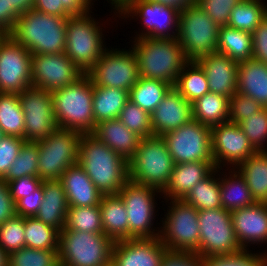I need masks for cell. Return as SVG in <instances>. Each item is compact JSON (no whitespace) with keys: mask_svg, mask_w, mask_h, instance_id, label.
<instances>
[{"mask_svg":"<svg viewBox=\"0 0 267 266\" xmlns=\"http://www.w3.org/2000/svg\"><path fill=\"white\" fill-rule=\"evenodd\" d=\"M78 164L102 195L118 194L129 180L128 162L92 134H82Z\"/></svg>","mask_w":267,"mask_h":266,"instance_id":"1","label":"cell"},{"mask_svg":"<svg viewBox=\"0 0 267 266\" xmlns=\"http://www.w3.org/2000/svg\"><path fill=\"white\" fill-rule=\"evenodd\" d=\"M67 19L31 9L19 16L8 35L32 55L62 53L66 48Z\"/></svg>","mask_w":267,"mask_h":266,"instance_id":"2","label":"cell"},{"mask_svg":"<svg viewBox=\"0 0 267 266\" xmlns=\"http://www.w3.org/2000/svg\"><path fill=\"white\" fill-rule=\"evenodd\" d=\"M58 127L92 134L96 123L93 113V83L86 73L72 84L52 91Z\"/></svg>","mask_w":267,"mask_h":266,"instance_id":"3","label":"cell"},{"mask_svg":"<svg viewBox=\"0 0 267 266\" xmlns=\"http://www.w3.org/2000/svg\"><path fill=\"white\" fill-rule=\"evenodd\" d=\"M132 47L139 76L175 85L182 68L189 62L176 39L136 38Z\"/></svg>","mask_w":267,"mask_h":266,"instance_id":"4","label":"cell"},{"mask_svg":"<svg viewBox=\"0 0 267 266\" xmlns=\"http://www.w3.org/2000/svg\"><path fill=\"white\" fill-rule=\"evenodd\" d=\"M174 166L162 136L141 138L137 151L128 162L129 180L162 192L169 182Z\"/></svg>","mask_w":267,"mask_h":266,"instance_id":"5","label":"cell"},{"mask_svg":"<svg viewBox=\"0 0 267 266\" xmlns=\"http://www.w3.org/2000/svg\"><path fill=\"white\" fill-rule=\"evenodd\" d=\"M113 245L104 233L64 228L59 234L58 261L61 266H107L111 264Z\"/></svg>","mask_w":267,"mask_h":266,"instance_id":"6","label":"cell"},{"mask_svg":"<svg viewBox=\"0 0 267 266\" xmlns=\"http://www.w3.org/2000/svg\"><path fill=\"white\" fill-rule=\"evenodd\" d=\"M219 26L197 4L180 12L176 40L188 61L217 51Z\"/></svg>","mask_w":267,"mask_h":266,"instance_id":"7","label":"cell"},{"mask_svg":"<svg viewBox=\"0 0 267 266\" xmlns=\"http://www.w3.org/2000/svg\"><path fill=\"white\" fill-rule=\"evenodd\" d=\"M89 14L88 12L80 16H69L66 28L64 53L83 73H87L107 50L104 49L102 29Z\"/></svg>","mask_w":267,"mask_h":266,"instance_id":"8","label":"cell"},{"mask_svg":"<svg viewBox=\"0 0 267 266\" xmlns=\"http://www.w3.org/2000/svg\"><path fill=\"white\" fill-rule=\"evenodd\" d=\"M81 136L75 130L58 128L38 141V177L42 181L59 180L68 167L78 163Z\"/></svg>","mask_w":267,"mask_h":266,"instance_id":"9","label":"cell"},{"mask_svg":"<svg viewBox=\"0 0 267 266\" xmlns=\"http://www.w3.org/2000/svg\"><path fill=\"white\" fill-rule=\"evenodd\" d=\"M200 240L198 255H232L243 249L237 241L231 213L224 208L198 211Z\"/></svg>","mask_w":267,"mask_h":266,"instance_id":"10","label":"cell"},{"mask_svg":"<svg viewBox=\"0 0 267 266\" xmlns=\"http://www.w3.org/2000/svg\"><path fill=\"white\" fill-rule=\"evenodd\" d=\"M159 238L169 251L198 254L200 230L198 210L184 200H171Z\"/></svg>","mask_w":267,"mask_h":266,"instance_id":"11","label":"cell"},{"mask_svg":"<svg viewBox=\"0 0 267 266\" xmlns=\"http://www.w3.org/2000/svg\"><path fill=\"white\" fill-rule=\"evenodd\" d=\"M175 164L186 162H214L211 127L191 120L162 136Z\"/></svg>","mask_w":267,"mask_h":266,"instance_id":"12","label":"cell"},{"mask_svg":"<svg viewBox=\"0 0 267 266\" xmlns=\"http://www.w3.org/2000/svg\"><path fill=\"white\" fill-rule=\"evenodd\" d=\"M105 50L86 73L93 85L130 91L139 79L138 60L134 50Z\"/></svg>","mask_w":267,"mask_h":266,"instance_id":"13","label":"cell"},{"mask_svg":"<svg viewBox=\"0 0 267 266\" xmlns=\"http://www.w3.org/2000/svg\"><path fill=\"white\" fill-rule=\"evenodd\" d=\"M155 192L159 190L128 180L120 189L128 218V239L158 238L160 231L155 233L151 228L155 210ZM151 228V229H150Z\"/></svg>","mask_w":267,"mask_h":266,"instance_id":"14","label":"cell"},{"mask_svg":"<svg viewBox=\"0 0 267 266\" xmlns=\"http://www.w3.org/2000/svg\"><path fill=\"white\" fill-rule=\"evenodd\" d=\"M25 117V141L38 142L58 129L51 91L29 87L19 94Z\"/></svg>","mask_w":267,"mask_h":266,"instance_id":"15","label":"cell"},{"mask_svg":"<svg viewBox=\"0 0 267 266\" xmlns=\"http://www.w3.org/2000/svg\"><path fill=\"white\" fill-rule=\"evenodd\" d=\"M31 52L7 35L0 43V93L20 94L32 86Z\"/></svg>","mask_w":267,"mask_h":266,"instance_id":"16","label":"cell"},{"mask_svg":"<svg viewBox=\"0 0 267 266\" xmlns=\"http://www.w3.org/2000/svg\"><path fill=\"white\" fill-rule=\"evenodd\" d=\"M32 87L53 91L72 84L84 73L62 52L31 55Z\"/></svg>","mask_w":267,"mask_h":266,"instance_id":"17","label":"cell"},{"mask_svg":"<svg viewBox=\"0 0 267 266\" xmlns=\"http://www.w3.org/2000/svg\"><path fill=\"white\" fill-rule=\"evenodd\" d=\"M121 13V14H120ZM119 14L127 18L132 16L140 17L146 27V32L139 34L136 38L148 37L151 39H176L180 13L166 5L159 4L150 0H133ZM134 14V15H131ZM139 15V16H138ZM175 28V29H173ZM173 29L174 31L169 33ZM148 31V32H147Z\"/></svg>","mask_w":267,"mask_h":266,"instance_id":"18","label":"cell"},{"mask_svg":"<svg viewBox=\"0 0 267 266\" xmlns=\"http://www.w3.org/2000/svg\"><path fill=\"white\" fill-rule=\"evenodd\" d=\"M211 144L215 168L218 169L222 162L236 168L256 152L239 124L230 121L211 127Z\"/></svg>","mask_w":267,"mask_h":266,"instance_id":"19","label":"cell"},{"mask_svg":"<svg viewBox=\"0 0 267 266\" xmlns=\"http://www.w3.org/2000/svg\"><path fill=\"white\" fill-rule=\"evenodd\" d=\"M167 248L160 238L127 239L114 242L113 266H161Z\"/></svg>","mask_w":267,"mask_h":266,"instance_id":"20","label":"cell"},{"mask_svg":"<svg viewBox=\"0 0 267 266\" xmlns=\"http://www.w3.org/2000/svg\"><path fill=\"white\" fill-rule=\"evenodd\" d=\"M150 117L153 135L163 136L192 120V103L172 87Z\"/></svg>","mask_w":267,"mask_h":266,"instance_id":"21","label":"cell"},{"mask_svg":"<svg viewBox=\"0 0 267 266\" xmlns=\"http://www.w3.org/2000/svg\"><path fill=\"white\" fill-rule=\"evenodd\" d=\"M204 70L209 92L231 98L237 93L238 62L220 52H212L196 61Z\"/></svg>","mask_w":267,"mask_h":266,"instance_id":"22","label":"cell"},{"mask_svg":"<svg viewBox=\"0 0 267 266\" xmlns=\"http://www.w3.org/2000/svg\"><path fill=\"white\" fill-rule=\"evenodd\" d=\"M230 213L234 232L242 249L246 250L250 242H267V203L255 202Z\"/></svg>","mask_w":267,"mask_h":266,"instance_id":"23","label":"cell"},{"mask_svg":"<svg viewBox=\"0 0 267 266\" xmlns=\"http://www.w3.org/2000/svg\"><path fill=\"white\" fill-rule=\"evenodd\" d=\"M59 181L64 188L69 207L100 205L102 193L78 163L68 167Z\"/></svg>","mask_w":267,"mask_h":266,"instance_id":"24","label":"cell"},{"mask_svg":"<svg viewBox=\"0 0 267 266\" xmlns=\"http://www.w3.org/2000/svg\"><path fill=\"white\" fill-rule=\"evenodd\" d=\"M215 169V162H186L175 164L169 182L162 191L170 200H183L188 192Z\"/></svg>","mask_w":267,"mask_h":266,"instance_id":"25","label":"cell"},{"mask_svg":"<svg viewBox=\"0 0 267 266\" xmlns=\"http://www.w3.org/2000/svg\"><path fill=\"white\" fill-rule=\"evenodd\" d=\"M92 135L127 162L133 158L141 140L140 136L130 131L118 118L96 124Z\"/></svg>","mask_w":267,"mask_h":266,"instance_id":"26","label":"cell"},{"mask_svg":"<svg viewBox=\"0 0 267 266\" xmlns=\"http://www.w3.org/2000/svg\"><path fill=\"white\" fill-rule=\"evenodd\" d=\"M68 208L67 197L61 182L43 180V200L35 217L60 232L65 228Z\"/></svg>","mask_w":267,"mask_h":266,"instance_id":"27","label":"cell"},{"mask_svg":"<svg viewBox=\"0 0 267 266\" xmlns=\"http://www.w3.org/2000/svg\"><path fill=\"white\" fill-rule=\"evenodd\" d=\"M237 92L267 107V65L253 58L239 62Z\"/></svg>","mask_w":267,"mask_h":266,"instance_id":"28","label":"cell"},{"mask_svg":"<svg viewBox=\"0 0 267 266\" xmlns=\"http://www.w3.org/2000/svg\"><path fill=\"white\" fill-rule=\"evenodd\" d=\"M104 234L114 242L128 239L126 206L119 194L103 195L100 205Z\"/></svg>","mask_w":267,"mask_h":266,"instance_id":"29","label":"cell"},{"mask_svg":"<svg viewBox=\"0 0 267 266\" xmlns=\"http://www.w3.org/2000/svg\"><path fill=\"white\" fill-rule=\"evenodd\" d=\"M256 202L267 203V151H256L236 167Z\"/></svg>","mask_w":267,"mask_h":266,"instance_id":"30","label":"cell"},{"mask_svg":"<svg viewBox=\"0 0 267 266\" xmlns=\"http://www.w3.org/2000/svg\"><path fill=\"white\" fill-rule=\"evenodd\" d=\"M129 100V92L120 88L93 85V113L96 124L117 119Z\"/></svg>","mask_w":267,"mask_h":266,"instance_id":"31","label":"cell"},{"mask_svg":"<svg viewBox=\"0 0 267 266\" xmlns=\"http://www.w3.org/2000/svg\"><path fill=\"white\" fill-rule=\"evenodd\" d=\"M192 119L210 127L229 121V98L206 93L192 102Z\"/></svg>","mask_w":267,"mask_h":266,"instance_id":"32","label":"cell"},{"mask_svg":"<svg viewBox=\"0 0 267 266\" xmlns=\"http://www.w3.org/2000/svg\"><path fill=\"white\" fill-rule=\"evenodd\" d=\"M217 52L225 54L238 63L252 59L251 33L229 26H221L219 28Z\"/></svg>","mask_w":267,"mask_h":266,"instance_id":"33","label":"cell"},{"mask_svg":"<svg viewBox=\"0 0 267 266\" xmlns=\"http://www.w3.org/2000/svg\"><path fill=\"white\" fill-rule=\"evenodd\" d=\"M231 171L228 178L220 180L221 205L225 210L232 212L237 209L253 205V199L246 180L238 171ZM237 173V174H236Z\"/></svg>","mask_w":267,"mask_h":266,"instance_id":"34","label":"cell"},{"mask_svg":"<svg viewBox=\"0 0 267 266\" xmlns=\"http://www.w3.org/2000/svg\"><path fill=\"white\" fill-rule=\"evenodd\" d=\"M171 88L172 86L164 81L139 77L129 91V100L151 114Z\"/></svg>","mask_w":267,"mask_h":266,"instance_id":"35","label":"cell"},{"mask_svg":"<svg viewBox=\"0 0 267 266\" xmlns=\"http://www.w3.org/2000/svg\"><path fill=\"white\" fill-rule=\"evenodd\" d=\"M173 87L191 103L209 92L206 74L196 61L182 68Z\"/></svg>","mask_w":267,"mask_h":266,"instance_id":"36","label":"cell"},{"mask_svg":"<svg viewBox=\"0 0 267 266\" xmlns=\"http://www.w3.org/2000/svg\"><path fill=\"white\" fill-rule=\"evenodd\" d=\"M218 168H215L205 179L198 182L183 199L185 202L200 210H212L222 208L220 194V179L212 176Z\"/></svg>","mask_w":267,"mask_h":266,"instance_id":"37","label":"cell"},{"mask_svg":"<svg viewBox=\"0 0 267 266\" xmlns=\"http://www.w3.org/2000/svg\"><path fill=\"white\" fill-rule=\"evenodd\" d=\"M267 16V6L261 0H242L230 13L227 26L253 33Z\"/></svg>","mask_w":267,"mask_h":266,"instance_id":"38","label":"cell"},{"mask_svg":"<svg viewBox=\"0 0 267 266\" xmlns=\"http://www.w3.org/2000/svg\"><path fill=\"white\" fill-rule=\"evenodd\" d=\"M0 128L5 135L25 138V117L19 94L0 93Z\"/></svg>","mask_w":267,"mask_h":266,"instance_id":"39","label":"cell"},{"mask_svg":"<svg viewBox=\"0 0 267 266\" xmlns=\"http://www.w3.org/2000/svg\"><path fill=\"white\" fill-rule=\"evenodd\" d=\"M60 232L34 217H24L25 247L58 250Z\"/></svg>","mask_w":267,"mask_h":266,"instance_id":"40","label":"cell"},{"mask_svg":"<svg viewBox=\"0 0 267 266\" xmlns=\"http://www.w3.org/2000/svg\"><path fill=\"white\" fill-rule=\"evenodd\" d=\"M65 229L89 233H104L99 205L89 207H69L66 216Z\"/></svg>","mask_w":267,"mask_h":266,"instance_id":"41","label":"cell"},{"mask_svg":"<svg viewBox=\"0 0 267 266\" xmlns=\"http://www.w3.org/2000/svg\"><path fill=\"white\" fill-rule=\"evenodd\" d=\"M38 157V142L25 141L3 180L7 183L28 175L38 177Z\"/></svg>","mask_w":267,"mask_h":266,"instance_id":"42","label":"cell"},{"mask_svg":"<svg viewBox=\"0 0 267 266\" xmlns=\"http://www.w3.org/2000/svg\"><path fill=\"white\" fill-rule=\"evenodd\" d=\"M92 0H34L33 9L44 14L69 17L90 12Z\"/></svg>","mask_w":267,"mask_h":266,"instance_id":"43","label":"cell"},{"mask_svg":"<svg viewBox=\"0 0 267 266\" xmlns=\"http://www.w3.org/2000/svg\"><path fill=\"white\" fill-rule=\"evenodd\" d=\"M7 266H61L58 250L21 248L8 255Z\"/></svg>","mask_w":267,"mask_h":266,"instance_id":"44","label":"cell"},{"mask_svg":"<svg viewBox=\"0 0 267 266\" xmlns=\"http://www.w3.org/2000/svg\"><path fill=\"white\" fill-rule=\"evenodd\" d=\"M118 119L141 138L153 136L150 114L131 100L126 102Z\"/></svg>","mask_w":267,"mask_h":266,"instance_id":"45","label":"cell"},{"mask_svg":"<svg viewBox=\"0 0 267 266\" xmlns=\"http://www.w3.org/2000/svg\"><path fill=\"white\" fill-rule=\"evenodd\" d=\"M0 247L7 255L25 247L24 217L15 215L0 225Z\"/></svg>","mask_w":267,"mask_h":266,"instance_id":"46","label":"cell"},{"mask_svg":"<svg viewBox=\"0 0 267 266\" xmlns=\"http://www.w3.org/2000/svg\"><path fill=\"white\" fill-rule=\"evenodd\" d=\"M239 126L256 151H267L263 144L267 140V107L254 116H248Z\"/></svg>","mask_w":267,"mask_h":266,"instance_id":"47","label":"cell"},{"mask_svg":"<svg viewBox=\"0 0 267 266\" xmlns=\"http://www.w3.org/2000/svg\"><path fill=\"white\" fill-rule=\"evenodd\" d=\"M204 266H267V255L249 253L248 249L232 255H212L202 258Z\"/></svg>","mask_w":267,"mask_h":266,"instance_id":"48","label":"cell"},{"mask_svg":"<svg viewBox=\"0 0 267 266\" xmlns=\"http://www.w3.org/2000/svg\"><path fill=\"white\" fill-rule=\"evenodd\" d=\"M264 107L252 97L235 93L229 99V121L240 124L248 116H254Z\"/></svg>","mask_w":267,"mask_h":266,"instance_id":"49","label":"cell"},{"mask_svg":"<svg viewBox=\"0 0 267 266\" xmlns=\"http://www.w3.org/2000/svg\"><path fill=\"white\" fill-rule=\"evenodd\" d=\"M242 0H197V5L219 26H227L232 9Z\"/></svg>","mask_w":267,"mask_h":266,"instance_id":"50","label":"cell"},{"mask_svg":"<svg viewBox=\"0 0 267 266\" xmlns=\"http://www.w3.org/2000/svg\"><path fill=\"white\" fill-rule=\"evenodd\" d=\"M25 139L13 135H5L0 140V179H3L16 159Z\"/></svg>","mask_w":267,"mask_h":266,"instance_id":"51","label":"cell"},{"mask_svg":"<svg viewBox=\"0 0 267 266\" xmlns=\"http://www.w3.org/2000/svg\"><path fill=\"white\" fill-rule=\"evenodd\" d=\"M7 184L11 198L16 203L19 199L26 197L30 193H34L42 184V180L39 177L28 175L8 181Z\"/></svg>","mask_w":267,"mask_h":266,"instance_id":"52","label":"cell"},{"mask_svg":"<svg viewBox=\"0 0 267 266\" xmlns=\"http://www.w3.org/2000/svg\"><path fill=\"white\" fill-rule=\"evenodd\" d=\"M43 200V181L42 184L26 197L19 199L15 203L16 215L21 217H34L42 204Z\"/></svg>","mask_w":267,"mask_h":266,"instance_id":"53","label":"cell"},{"mask_svg":"<svg viewBox=\"0 0 267 266\" xmlns=\"http://www.w3.org/2000/svg\"><path fill=\"white\" fill-rule=\"evenodd\" d=\"M161 266H204L202 257L194 252L167 251Z\"/></svg>","mask_w":267,"mask_h":266,"instance_id":"54","label":"cell"},{"mask_svg":"<svg viewBox=\"0 0 267 266\" xmlns=\"http://www.w3.org/2000/svg\"><path fill=\"white\" fill-rule=\"evenodd\" d=\"M251 35L253 59L261 61L267 65V16Z\"/></svg>","mask_w":267,"mask_h":266,"instance_id":"55","label":"cell"},{"mask_svg":"<svg viewBox=\"0 0 267 266\" xmlns=\"http://www.w3.org/2000/svg\"><path fill=\"white\" fill-rule=\"evenodd\" d=\"M15 215V202L11 198L8 184L0 179V225Z\"/></svg>","mask_w":267,"mask_h":266,"instance_id":"56","label":"cell"},{"mask_svg":"<svg viewBox=\"0 0 267 266\" xmlns=\"http://www.w3.org/2000/svg\"><path fill=\"white\" fill-rule=\"evenodd\" d=\"M19 16L13 8H9V0H0V29L7 35L13 30Z\"/></svg>","mask_w":267,"mask_h":266,"instance_id":"57","label":"cell"},{"mask_svg":"<svg viewBox=\"0 0 267 266\" xmlns=\"http://www.w3.org/2000/svg\"><path fill=\"white\" fill-rule=\"evenodd\" d=\"M177 10L179 13L197 4V0H150Z\"/></svg>","mask_w":267,"mask_h":266,"instance_id":"58","label":"cell"},{"mask_svg":"<svg viewBox=\"0 0 267 266\" xmlns=\"http://www.w3.org/2000/svg\"><path fill=\"white\" fill-rule=\"evenodd\" d=\"M34 0H9V8H13L19 15L33 9Z\"/></svg>","mask_w":267,"mask_h":266,"instance_id":"59","label":"cell"},{"mask_svg":"<svg viewBox=\"0 0 267 266\" xmlns=\"http://www.w3.org/2000/svg\"><path fill=\"white\" fill-rule=\"evenodd\" d=\"M111 1H112L111 4L115 7L113 9H116L119 13L133 0H111Z\"/></svg>","mask_w":267,"mask_h":266,"instance_id":"60","label":"cell"},{"mask_svg":"<svg viewBox=\"0 0 267 266\" xmlns=\"http://www.w3.org/2000/svg\"><path fill=\"white\" fill-rule=\"evenodd\" d=\"M8 255L0 247V266H7Z\"/></svg>","mask_w":267,"mask_h":266,"instance_id":"61","label":"cell"},{"mask_svg":"<svg viewBox=\"0 0 267 266\" xmlns=\"http://www.w3.org/2000/svg\"><path fill=\"white\" fill-rule=\"evenodd\" d=\"M7 36V34L0 29V43L3 41V39Z\"/></svg>","mask_w":267,"mask_h":266,"instance_id":"62","label":"cell"},{"mask_svg":"<svg viewBox=\"0 0 267 266\" xmlns=\"http://www.w3.org/2000/svg\"><path fill=\"white\" fill-rule=\"evenodd\" d=\"M5 136L4 132L2 131V129L0 128V140L3 139V137Z\"/></svg>","mask_w":267,"mask_h":266,"instance_id":"63","label":"cell"}]
</instances>
